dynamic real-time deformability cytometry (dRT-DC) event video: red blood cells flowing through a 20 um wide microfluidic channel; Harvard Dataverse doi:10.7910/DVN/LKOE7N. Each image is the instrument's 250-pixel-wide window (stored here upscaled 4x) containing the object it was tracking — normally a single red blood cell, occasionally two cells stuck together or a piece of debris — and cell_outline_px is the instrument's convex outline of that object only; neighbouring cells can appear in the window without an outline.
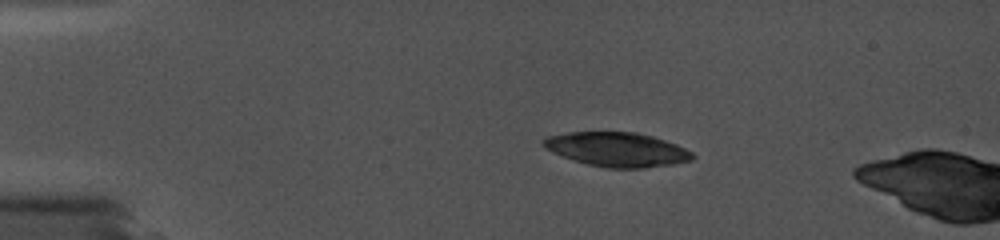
{"species": "common noctule bat (a hibernating species)", "species_latin": "Nyctalus noctula", "temperature_condition": "cold", "stored_images_in_passage": 9, "camera_frame_rate_fps": 5000, "um_per_image_px": 0.085, "animal": {"sex": "female", "body_mass_g": 19.0, "forearm_length_mm": 56.7}, "frame": {"image": 1, "passage_image": 6, "time_ms": 2.8, "image_size_px": [1000, 240], "cell_outline_px": [[696, 156], [692, 160], [672, 164], [644, 168], [608, 168], [588, 164], [552, 152], [544, 148], [540, 144], [540, 140], [544, 136], [568, 132], [636, 132], [652, 136], [676, 144], [692, 152]], "centroid_in_image_um": [52.41, 12.69], "position_along_channel_um": 32.6, "area_um2": 29.82}}